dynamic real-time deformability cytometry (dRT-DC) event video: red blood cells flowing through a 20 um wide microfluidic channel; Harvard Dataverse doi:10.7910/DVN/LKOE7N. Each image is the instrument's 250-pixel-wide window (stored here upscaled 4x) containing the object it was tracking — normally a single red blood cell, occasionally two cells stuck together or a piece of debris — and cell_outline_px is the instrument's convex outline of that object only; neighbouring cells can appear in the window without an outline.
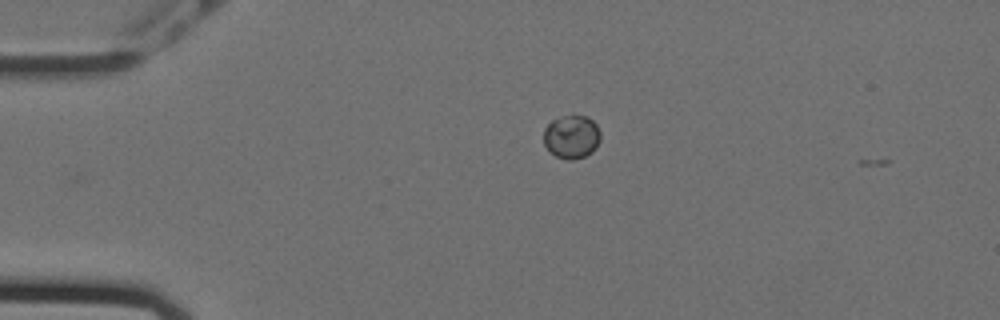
{"species": "Egyptian fruit bat (a non-hibernating species)", "species_latin": "Rousettus aegyptiacus", "temperature_condition": "cold", "stored_images_in_passage": 5, "camera_frame_rate_fps": 3000, "um_per_image_px": 0.085, "animal": {"sex": "female"}, "frame": {"image": 1, "passage_image": 1, "time_ms": 0.0, "image_size_px": [1000, 320], "cell_outline_px": [[600, 140], [596, 148], [592, 152], [584, 156], [572, 160], [568, 160], [556, 156], [544, 144], [544, 128], [552, 120], [560, 116], [588, 116], [596, 124], [600, 132]], "centroid_in_image_um": [48.6, 11.62], "position_along_channel_um": 36.4, "area_um2": 14.33}}